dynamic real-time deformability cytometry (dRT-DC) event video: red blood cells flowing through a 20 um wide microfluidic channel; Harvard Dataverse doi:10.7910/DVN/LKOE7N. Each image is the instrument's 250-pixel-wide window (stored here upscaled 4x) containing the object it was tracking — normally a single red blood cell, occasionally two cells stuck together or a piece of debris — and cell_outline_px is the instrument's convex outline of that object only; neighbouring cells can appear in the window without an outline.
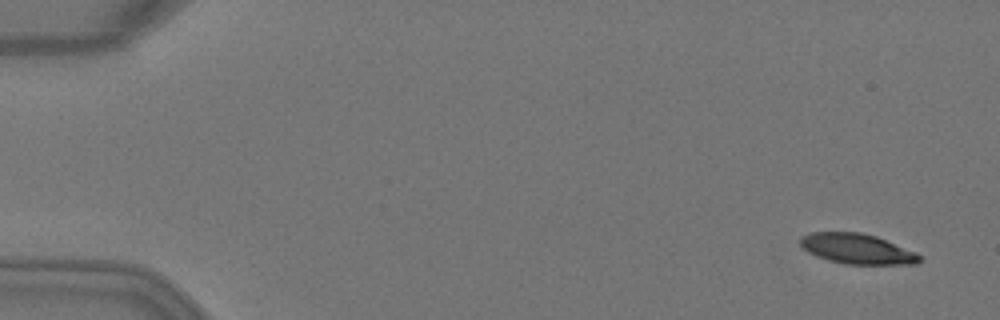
{"species": "Egyptian fruit bat (a non-hibernating species)", "species_latin": "Rousettus aegyptiacus", "temperature_condition": "warm", "stored_images_in_passage": 5, "segment_of_instrument_passage": [1, 2], "camera_frame_rate_fps": 3000, "um_per_image_px": 0.085, "animal": {"sex": "female"}, "frame": {"image": 1, "passage_image": 1, "time_ms": 0.0, "image_size_px": [1000, 320], "cell_outline_px": [[920, 260], [916, 264], [844, 264], [828, 260], [816, 256], [808, 252], [800, 244], [800, 236], [812, 232], [860, 232], [876, 236], [916, 252], [920, 256]], "centroid_in_image_um": [72.83, 21.15], "position_along_channel_um": 12.2, "area_um2": 20.92}}
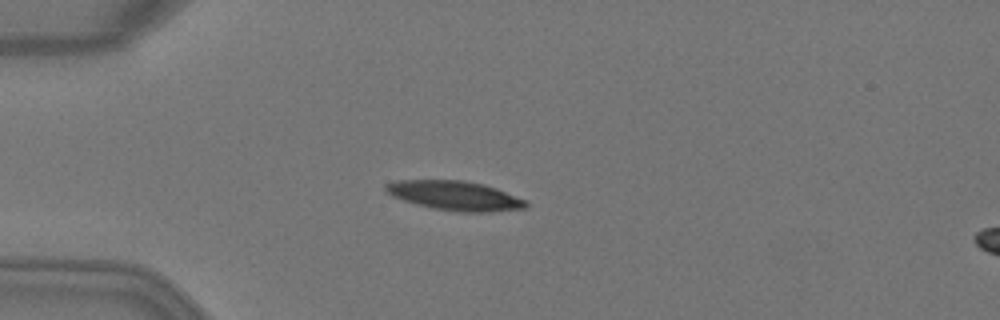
{"frame": {"image": 2, "passage_image": 4, "time_ms": 1.0, "image_size_px": [1000, 320], "cell_outline_px": [[528, 204], [524, 208], [488, 212], [456, 212], [432, 208], [416, 204], [392, 196], [384, 188], [384, 184], [396, 180], [464, 180], [484, 184], [496, 188], [528, 200]], "centroid_in_image_um": [38.67, 16.63], "position_along_channel_um": 46.3, "area_um2": 24.1}}